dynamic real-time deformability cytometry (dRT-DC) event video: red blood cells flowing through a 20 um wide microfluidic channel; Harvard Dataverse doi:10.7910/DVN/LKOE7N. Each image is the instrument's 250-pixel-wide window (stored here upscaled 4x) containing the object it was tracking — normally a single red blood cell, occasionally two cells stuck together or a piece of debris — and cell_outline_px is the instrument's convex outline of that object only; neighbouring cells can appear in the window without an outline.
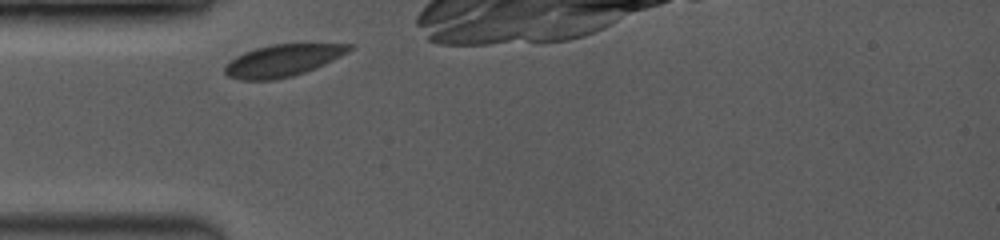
{"species": "common noctule bat (a hibernating species)", "species_latin": "Nyctalus noctula", "temperature_condition": "room temperature", "stored_images_in_passage": 26, "camera_frame_rate_fps": 3500, "um_per_image_px": 0.085, "animal": {"sex": "female", "body_mass_g": 19.0, "forearm_length_mm": 53.3}, "frame": {"image": 1, "passage_image": 1, "time_ms": 0.0, "image_size_px": [1000, 240], "cell_outline_px": [[352, 48], [348, 52], [316, 68], [292, 76], [272, 80], [240, 80], [228, 76], [224, 72], [224, 68], [236, 56], [244, 52], [256, 48], [272, 44], [352, 44]], "centroid_in_image_um": [24.02, 5.14], "position_along_channel_um": 61.0, "area_um2": 22.89}}
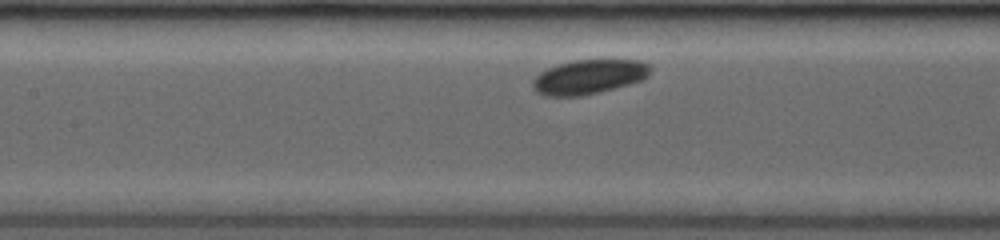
{"frame": {"image": 2, "passage_image": 10, "time_ms": 2.571, "image_size_px": [1000, 240], "cell_outline_px": [[652, 68], [648, 76], [644, 80], [600, 92], [580, 96], [544, 96], [536, 92], [532, 88], [532, 80], [540, 72], [556, 64], [572, 60], [640, 60], [648, 64]], "centroid_in_image_um": [50.05, 6.53], "position_along_channel_um": 157.4, "area_um2": 23.87}}
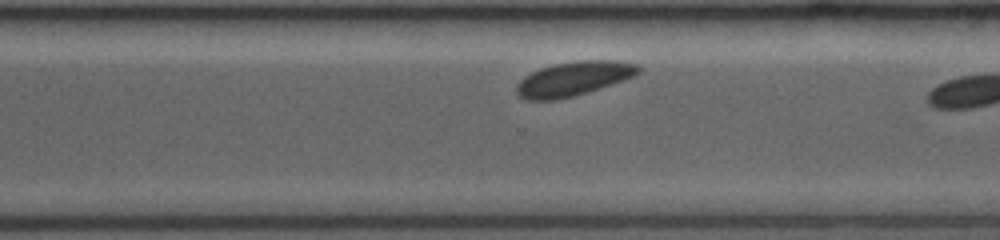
{"frame": {"image": 3, "passage_image": 25, "time_ms": 6.857, "image_size_px": [1000, 240], "cell_outline_px": [[640, 72], [632, 76], [572, 96], [556, 100], [528, 100], [520, 96], [516, 92], [516, 84], [524, 76], [540, 68], [556, 64], [580, 60], [616, 60], [636, 64], [640, 68]], "centroid_in_image_um": [48.69, 6.68], "position_along_channel_um": 321.9, "area_um2": 23.7}}